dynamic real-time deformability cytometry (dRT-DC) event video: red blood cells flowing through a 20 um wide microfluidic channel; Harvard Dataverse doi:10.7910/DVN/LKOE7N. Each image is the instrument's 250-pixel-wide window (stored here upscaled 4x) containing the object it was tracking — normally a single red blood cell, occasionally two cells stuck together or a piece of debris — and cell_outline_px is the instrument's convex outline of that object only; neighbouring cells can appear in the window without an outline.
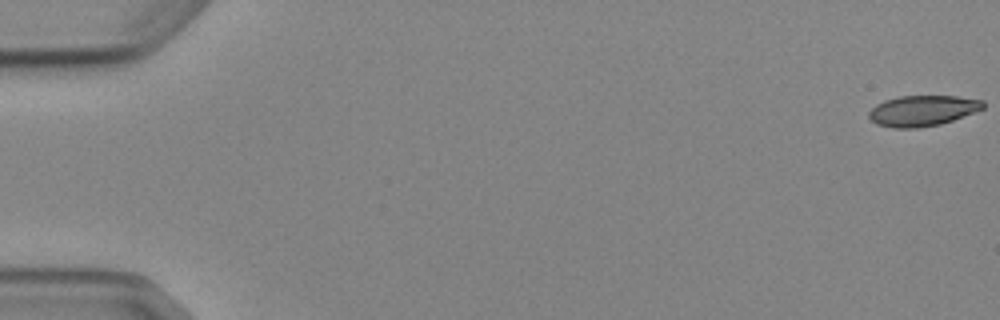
{"species": "Egyptian fruit bat (a non-hibernating species)", "species_latin": "Rousettus aegyptiacus", "temperature_condition": "cold", "stored_images_in_passage": 8, "camera_frame_rate_fps": 3000, "um_per_image_px": 0.085, "animal": {"sex": "female"}, "frame": {"image": 1, "passage_image": 1, "time_ms": 0.0, "image_size_px": [1000, 320], "cell_outline_px": [[984, 108], [952, 120], [940, 124], [916, 128], [892, 128], [876, 124], [868, 116], [868, 112], [876, 104], [884, 100], [900, 96], [956, 96], [984, 100]], "centroid_in_image_um": [78.38, 9.4], "position_along_channel_um": 6.6, "area_um2": 20.35}}
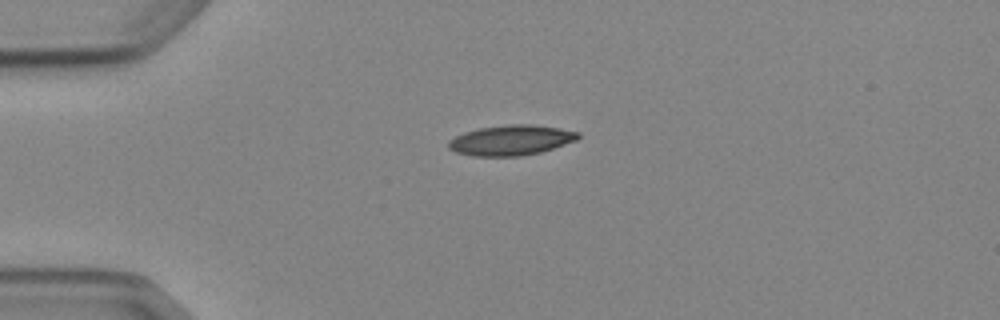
{"frame": {"image": 2, "passage_image": 4, "time_ms": 4.333, "image_size_px": [1000, 320], "cell_outline_px": [[580, 136], [576, 140], [540, 152], [520, 156], [472, 156], [456, 152], [448, 148], [448, 140], [464, 132], [480, 128], [508, 124], [532, 124], [560, 128], [580, 132]], "centroid_in_image_um": [43.42, 11.91], "position_along_channel_um": 41.6, "area_um2": 22.77}}
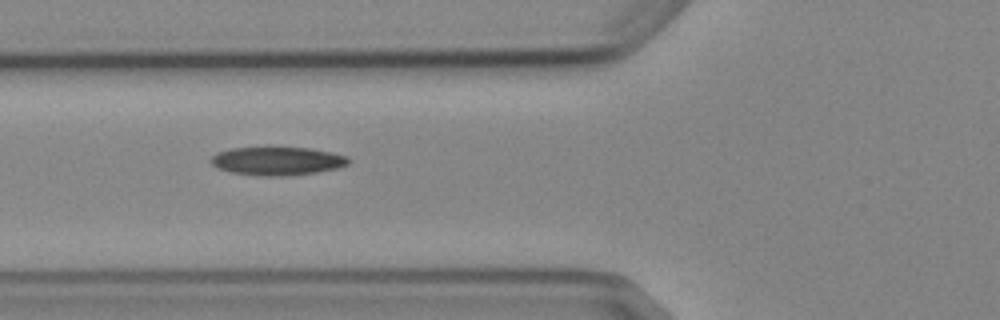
{"frame": {"image": 3, "passage_image": 6, "time_ms": 6.667, "image_size_px": [1000, 320], "cell_outline_px": [[352, 160], [348, 164], [340, 168], [316, 172], [288, 176], [260, 176], [232, 172], [216, 168], [208, 160], [216, 152], [232, 148], [312, 148], [332, 152], [348, 156]], "centroid_in_image_um": [23.6, 13.69], "position_along_channel_um": 102.2, "area_um2": 22.95}}